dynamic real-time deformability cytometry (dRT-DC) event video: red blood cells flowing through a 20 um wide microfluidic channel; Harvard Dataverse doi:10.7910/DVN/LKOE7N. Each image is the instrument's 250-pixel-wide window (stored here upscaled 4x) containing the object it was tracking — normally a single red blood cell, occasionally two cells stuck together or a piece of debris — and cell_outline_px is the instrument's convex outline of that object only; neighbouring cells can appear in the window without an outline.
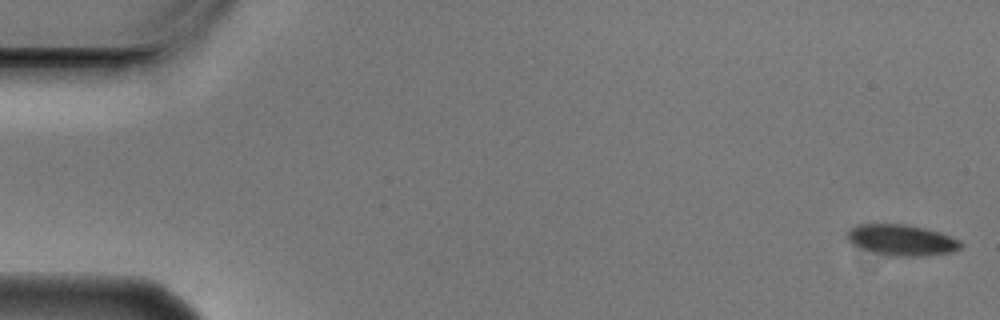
{"species": "Egyptian fruit bat (a non-hibernating species)", "species_latin": "Rousettus aegyptiacus", "temperature_condition": "cold", "stored_images_in_passage": 5, "camera_frame_rate_fps": 3000, "um_per_image_px": 0.085, "animal": {"sex": "male"}, "frame": {"image": 1, "passage_image": 1, "time_ms": 0.0, "image_size_px": [1000, 320], "cell_outline_px": [[964, 244], [960, 248], [952, 252], [928, 256], [888, 256], [860, 248], [852, 244], [848, 240], [848, 228], [856, 224], [904, 224], [924, 228], [940, 232], [960, 240]], "centroid_in_image_um": [76.65, 20.41], "position_along_channel_um": 8.4, "area_um2": 20.69}}
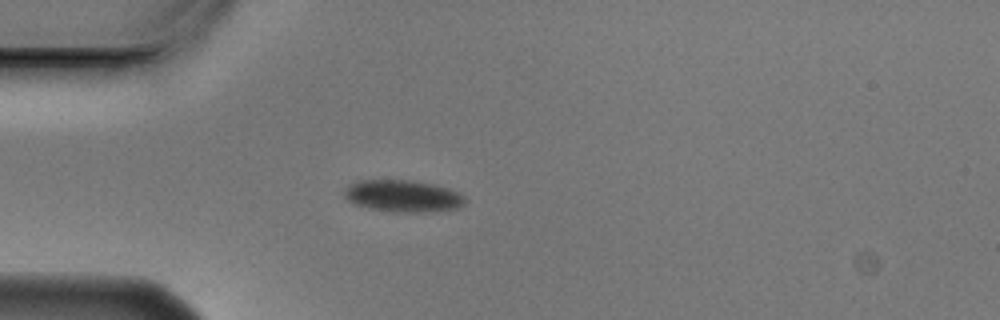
{"frame": {"image": 2, "passage_image": 5, "time_ms": 1.333, "image_size_px": [1000, 320], "cell_outline_px": [[464, 204], [456, 208], [432, 212], [392, 212], [368, 208], [356, 204], [348, 200], [344, 196], [344, 188], [348, 184], [360, 180], [412, 180], [436, 184], [448, 188], [464, 196]], "centroid_in_image_um": [34.22, 16.66], "position_along_channel_um": 50.8, "area_um2": 22.6}}